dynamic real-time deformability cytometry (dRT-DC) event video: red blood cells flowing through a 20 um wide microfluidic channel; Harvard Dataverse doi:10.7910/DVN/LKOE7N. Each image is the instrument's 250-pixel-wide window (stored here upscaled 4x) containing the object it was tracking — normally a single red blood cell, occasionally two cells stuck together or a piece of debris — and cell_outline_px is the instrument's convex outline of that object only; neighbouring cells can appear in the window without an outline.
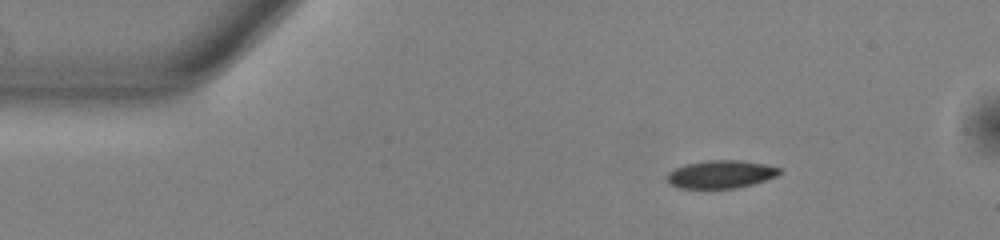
{"species": "common noctule bat (a hibernating species)", "species_latin": "Nyctalus noctula", "temperature_condition": "warm", "stored_images_in_passage": 47, "camera_frame_rate_fps": 3000, "um_per_image_px": 0.085, "animal": {"sex": "male", "body_mass_g": 13.0, "forearm_length_mm": 53.1}, "frame": {"image": 1, "passage_image": 1, "time_ms": 0.0, "image_size_px": [1000, 240], "cell_outline_px": [[780, 172], [776, 176], [752, 184], [736, 188], [680, 188], [668, 184], [664, 176], [668, 172], [684, 164], [708, 160], [740, 160], [764, 164], [780, 168]], "centroid_in_image_um": [61.19, 14.81], "position_along_channel_um": 23.8, "area_um2": 18.32}}
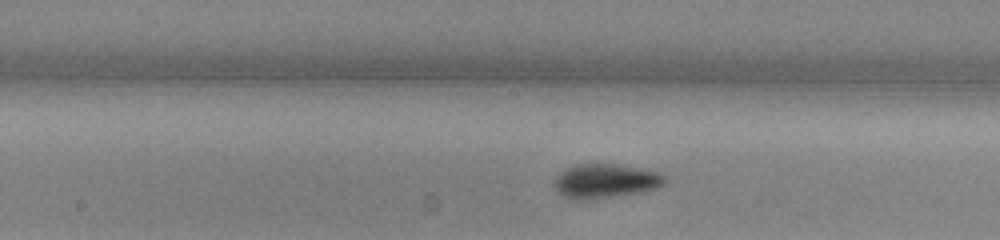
{"frame": {"image": 2, "passage_image": 20, "time_ms": 6.333, "image_size_px": [1000, 240], "cell_outline_px": [[668, 176], [664, 184], [656, 188], [640, 192], [616, 196], [584, 200], [572, 200], [556, 192], [552, 184], [556, 176], [560, 172], [576, 164], [612, 164], [640, 168], [660, 172]], "centroid_in_image_um": [51.44, 15.39], "position_along_channel_um": 196.8, "area_um2": 22.25}}
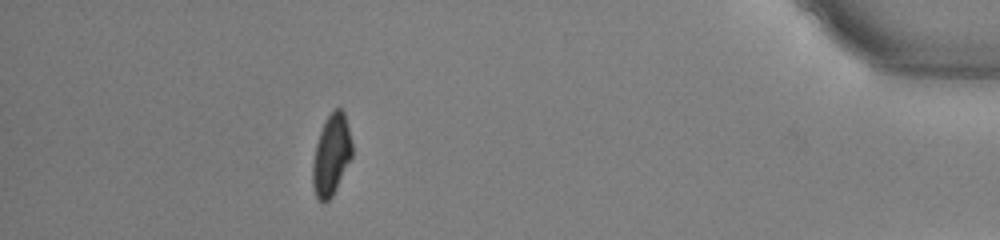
{"frame": {"image": 3, "passage_image": 41, "time_ms": 13.333, "image_size_px": [1000, 240], "cell_outline_px": [[352, 156], [332, 196], [324, 204], [316, 196], [312, 184], [312, 164], [316, 144], [324, 120], [332, 108], [340, 108], [344, 112], [352, 140]], "centroid_in_image_um": [28.16, 13.14], "position_along_channel_um": 407.0, "area_um2": 18.67}, "authors_computed_cell_mechanics": {"area_um2": 19.5942, "velocity_mm_per_s": 3.8241, "shape_relaxation_time_tau1_ms": 3.2719, "shape_relaxation_time_tau2_ms": null, "deformation_change_tau1": 0.1201, "deformation_change_tau2": null}}